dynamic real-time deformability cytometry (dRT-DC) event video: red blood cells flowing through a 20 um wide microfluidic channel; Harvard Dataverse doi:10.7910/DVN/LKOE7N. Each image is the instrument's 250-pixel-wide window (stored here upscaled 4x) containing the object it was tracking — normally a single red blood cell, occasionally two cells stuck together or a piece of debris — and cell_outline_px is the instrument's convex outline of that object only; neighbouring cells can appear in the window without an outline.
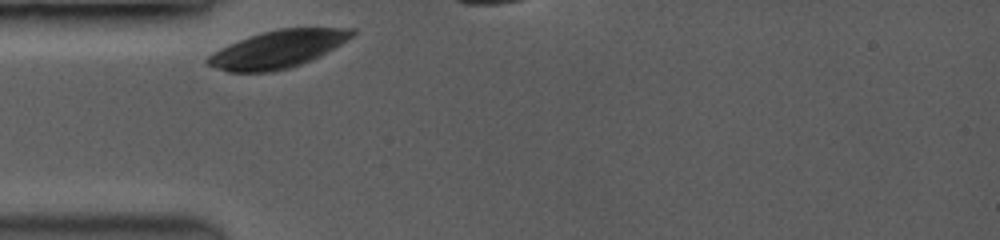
{"species": "common noctule bat (a hibernating species)", "species_latin": "Nyctalus noctula", "temperature_condition": "room temperature", "stored_images_in_passage": 10, "camera_frame_rate_fps": 3500, "um_per_image_px": 0.085, "animal": {"sex": "female", "body_mass_g": 19.0, "forearm_length_mm": 53.3}, "frame": {"image": 1, "passage_image": 1, "time_ms": 0.0, "image_size_px": [1000, 240], "cell_outline_px": [[356, 32], [352, 36], [328, 52], [312, 60], [288, 68], [268, 72], [228, 72], [204, 64], [204, 60], [212, 52], [228, 44], [248, 36], [276, 28], [356, 28]], "centroid_in_image_um": [23.57, 4.18], "position_along_channel_um": 61.4, "area_um2": 31.67}}